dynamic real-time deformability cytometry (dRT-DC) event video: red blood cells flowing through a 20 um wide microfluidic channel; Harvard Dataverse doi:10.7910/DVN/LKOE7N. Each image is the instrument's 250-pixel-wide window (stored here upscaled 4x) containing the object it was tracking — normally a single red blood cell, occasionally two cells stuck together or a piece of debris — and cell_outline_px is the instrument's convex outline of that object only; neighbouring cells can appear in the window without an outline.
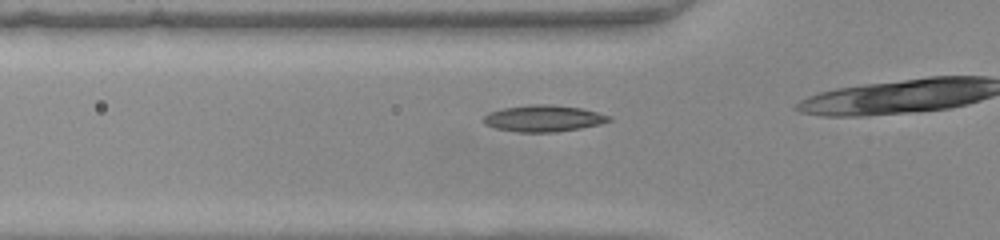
{"species": "common noctule bat (a hibernating species)", "species_latin": "Nyctalus noctula", "temperature_condition": "warm", "stored_images_in_passage": 12, "camera_frame_rate_fps": 3000, "um_per_image_px": 0.085, "animal": {"sex": "female", "body_mass_g": 22.0, "forearm_length_mm": 56.7}, "frame": {"image": 1, "passage_image": 7, "time_ms": 2.0, "image_size_px": [1000, 240], "cell_outline_px": [[612, 120], [600, 124], [580, 128], [556, 132], [520, 132], [496, 128], [484, 124], [480, 120], [488, 112], [504, 108], [528, 104], [552, 104], [580, 108], [612, 116]], "centroid_in_image_um": [46.17, 10.06], "position_along_channel_um": 79.6, "area_um2": 19.48}}
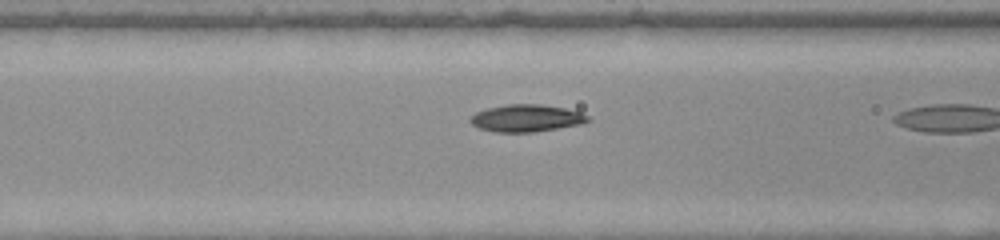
{"frame": {"image": 2, "passage_image": 10, "time_ms": 3.0, "image_size_px": [1000, 240], "cell_outline_px": [[588, 120], [580, 124], [532, 132], [496, 132], [480, 128], [472, 124], [468, 120], [476, 112], [484, 108], [508, 104], [540, 104], [564, 108], [580, 112], [588, 116]], "centroid_in_image_um": [44.68, 10.03], "position_along_channel_um": 121.9, "area_um2": 18.44}}